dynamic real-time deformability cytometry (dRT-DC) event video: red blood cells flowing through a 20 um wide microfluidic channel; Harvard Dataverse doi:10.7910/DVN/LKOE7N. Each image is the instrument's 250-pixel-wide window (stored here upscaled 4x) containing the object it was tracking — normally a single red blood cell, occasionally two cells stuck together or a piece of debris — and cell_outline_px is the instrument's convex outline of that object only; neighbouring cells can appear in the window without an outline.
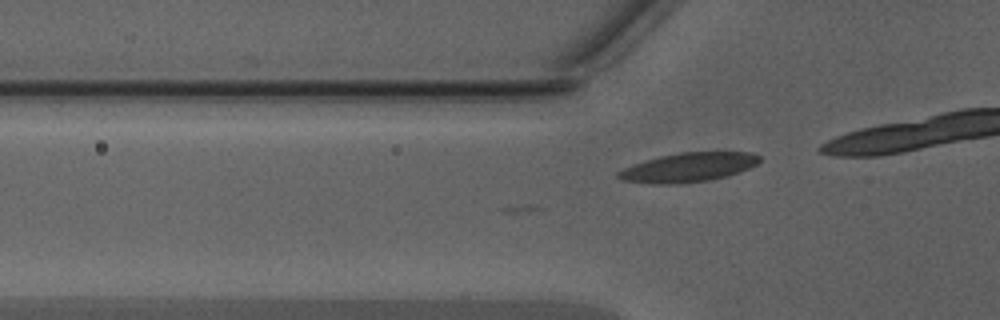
{"species": "Egyptian fruit bat (a non-hibernating species)", "species_latin": "Rousettus aegyptiacus", "temperature_condition": "warm", "stored_images_in_passage": 2, "camera_frame_rate_fps": 3000, "um_per_image_px": 0.085, "animal": {"sex": "male"}, "frame": {"image": 1, "passage_image": 2, "time_ms": 0.333, "image_size_px": [1000, 320], "cell_outline_px": [[760, 160], [756, 164], [748, 168], [728, 176], [708, 180], [680, 184], [652, 184], [624, 180], [616, 176], [616, 172], [624, 168], [660, 156], [680, 152], [752, 152], [760, 156]], "centroid_in_image_um": [58.53, 14.23], "position_along_channel_um": 67.3, "area_um2": 23.81}}